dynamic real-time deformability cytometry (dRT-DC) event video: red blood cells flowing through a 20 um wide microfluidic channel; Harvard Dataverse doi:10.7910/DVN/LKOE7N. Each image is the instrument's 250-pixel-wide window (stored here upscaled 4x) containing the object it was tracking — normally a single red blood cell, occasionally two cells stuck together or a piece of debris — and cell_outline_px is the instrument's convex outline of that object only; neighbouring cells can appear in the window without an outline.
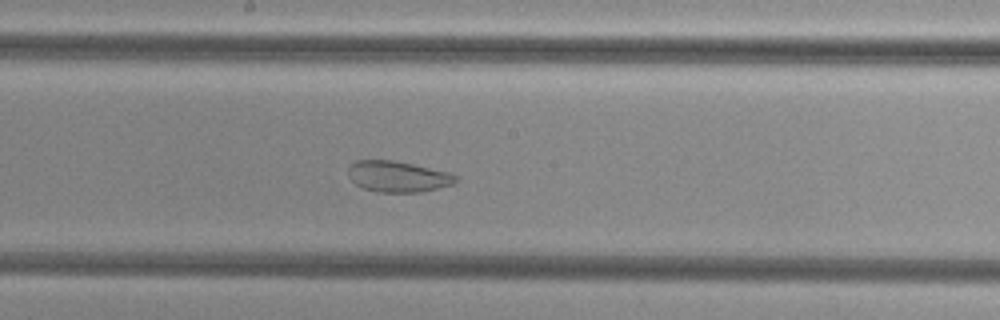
{"species": "common noctule bat (a hibernating species)", "species_latin": "Nyctalus noctula", "temperature_condition": "cold", "stored_images_in_passage": 46, "camera_frame_rate_fps": 3000, "um_per_image_px": 0.085, "animal": {"sex": "female", "body_mass_g": 29.2, "forearm_length_mm": 56.3}, "frame": {"image": 1, "passage_image": 22, "time_ms": 7.0, "image_size_px": [1000, 320], "cell_outline_px": [[456, 184], [420, 192], [376, 192], [364, 188], [356, 184], [348, 176], [348, 168], [356, 160], [392, 160], [412, 164], [448, 172], [456, 176]], "centroid_in_image_um": [33.81, 15.01], "position_along_channel_um": 214.4, "area_um2": 19.31}}
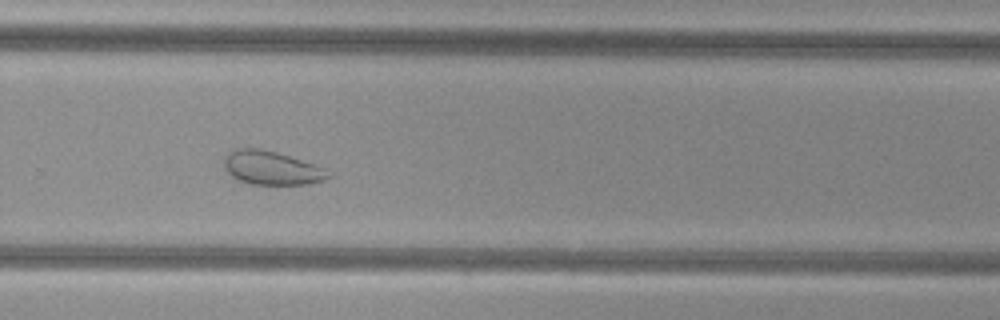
{"frame": {"image": 2, "passage_image": 29, "time_ms": 9.333, "image_size_px": [1000, 320], "cell_outline_px": [[332, 176], [324, 180], [308, 184], [252, 184], [236, 180], [224, 168], [224, 156], [228, 152], [236, 148], [260, 148], [276, 152], [324, 168]], "centroid_in_image_um": [23.03, 14.27], "position_along_channel_um": 306.8, "area_um2": 20.35}}
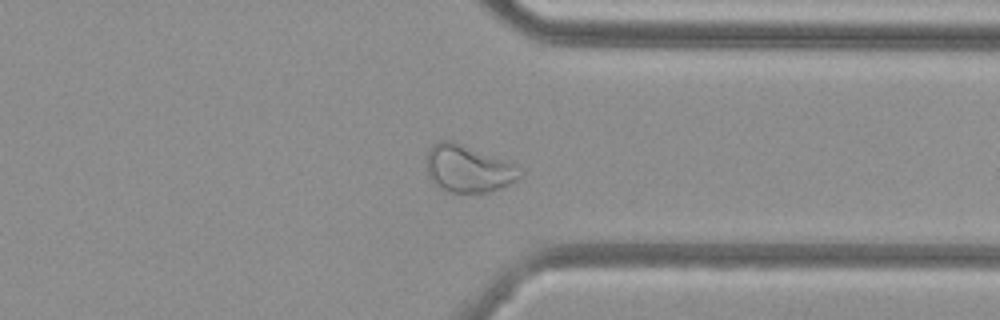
{"frame": {"image": 3, "passage_image": 34, "time_ms": 11.0, "image_size_px": [1000, 320], "cell_outline_px": [[524, 172], [516, 180], [500, 188], [488, 192], [448, 192], [440, 188], [428, 176], [428, 152], [432, 144], [436, 140], [452, 140], [512, 164]], "centroid_in_image_um": [39.76, 14.34], "position_along_channel_um": 371.6, "area_um2": 25.14}}